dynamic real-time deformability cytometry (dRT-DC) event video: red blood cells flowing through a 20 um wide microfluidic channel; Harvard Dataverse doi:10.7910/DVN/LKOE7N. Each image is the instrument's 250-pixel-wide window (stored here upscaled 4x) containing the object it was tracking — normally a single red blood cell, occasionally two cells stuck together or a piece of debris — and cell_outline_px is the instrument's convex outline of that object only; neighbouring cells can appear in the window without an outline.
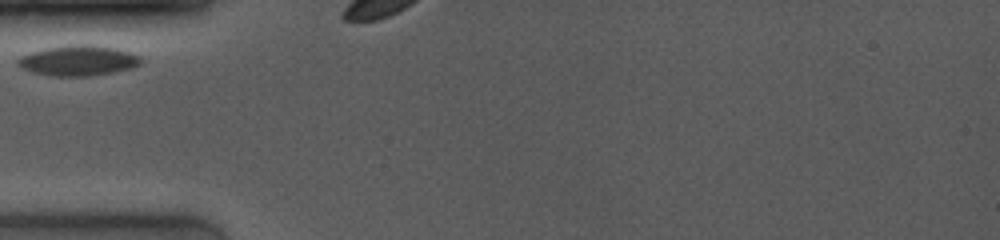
{"species": "common noctule bat (a hibernating species)", "species_latin": "Nyctalus noctula", "temperature_condition": "room temperature", "stored_images_in_passage": 5, "camera_frame_rate_fps": 4000, "um_per_image_px": 0.085, "animal": {"sex": "female", "body_mass_g": 19.0, "forearm_length_mm": 53.3}, "frame": {"image": 1, "passage_image": 1, "time_ms": 0.0, "image_size_px": [1000, 240], "cell_outline_px": [[140, 64], [132, 68], [92, 76], [52, 76], [32, 72], [16, 64], [16, 60], [20, 56], [44, 48], [72, 44], [92, 44], [116, 48], [140, 56]], "centroid_in_image_um": [6.63, 5.14], "position_along_channel_um": 78.4, "area_um2": 21.79}}